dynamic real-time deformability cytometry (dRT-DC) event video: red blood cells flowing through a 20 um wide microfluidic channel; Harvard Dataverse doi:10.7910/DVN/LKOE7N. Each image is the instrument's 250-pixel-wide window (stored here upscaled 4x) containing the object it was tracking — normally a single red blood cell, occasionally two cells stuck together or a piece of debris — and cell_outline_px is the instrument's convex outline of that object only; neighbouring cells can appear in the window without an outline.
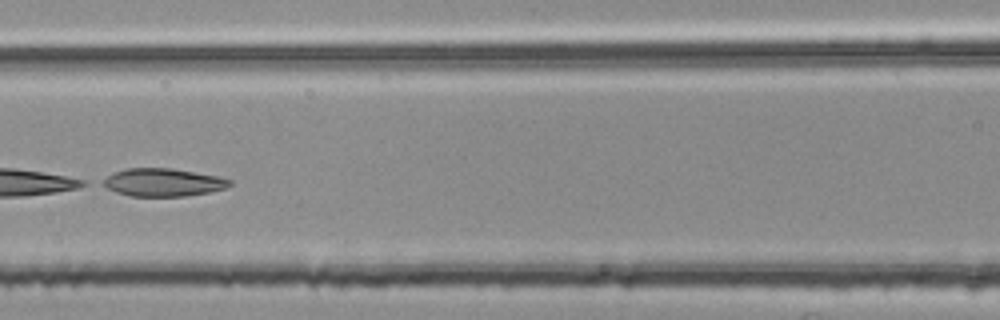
{"species": "common noctule bat (a hibernating species)", "species_latin": "Nyctalus noctula", "temperature_condition": "room temperature", "stored_images_in_passage": 6, "camera_frame_rate_fps": 3000, "um_per_image_px": 0.085, "animal": {"sex": "female", "body_mass_g": 25.1}, "frame": {"image": 1, "passage_image": 6, "time_ms": 1.667, "image_size_px": [1000, 320], "cell_outline_px": [[232, 184], [224, 188], [208, 192], [184, 196], [128, 196], [116, 192], [100, 184], [100, 180], [116, 172], [128, 168], [172, 168], [220, 176], [232, 180]], "centroid_in_image_um": [13.85, 15.5], "position_along_channel_um": 152.7, "area_um2": 20.63}}